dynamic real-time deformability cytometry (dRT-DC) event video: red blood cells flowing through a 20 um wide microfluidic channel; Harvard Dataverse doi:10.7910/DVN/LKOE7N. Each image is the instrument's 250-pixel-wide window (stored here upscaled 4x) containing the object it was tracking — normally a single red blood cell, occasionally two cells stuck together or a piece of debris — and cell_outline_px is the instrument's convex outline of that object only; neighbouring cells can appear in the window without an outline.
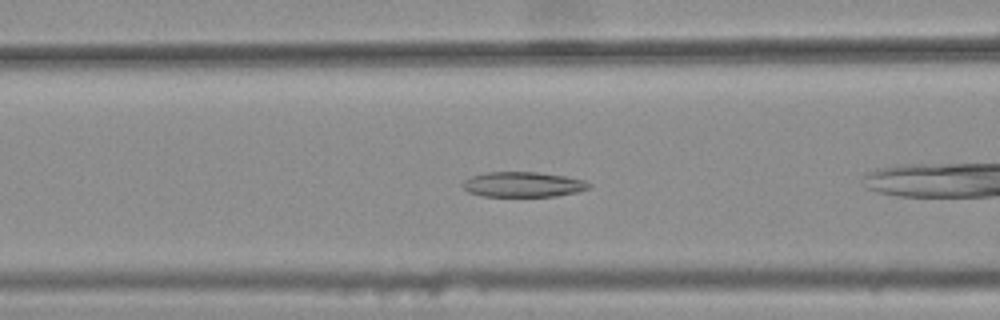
{"species": "common noctule bat (a hibernating species)", "species_latin": "Nyctalus noctula", "temperature_condition": "warm", "stored_images_in_passage": 29, "camera_frame_rate_fps": 3000, "um_per_image_px": 0.085, "animal": {"sex": "female", "body_mass_g": 25.1}, "frame": {"image": 1, "passage_image": 5, "time_ms": 1.333, "image_size_px": [1000, 320], "cell_outline_px": [[592, 184], [588, 188], [576, 192], [556, 196], [480, 196], [468, 192], [460, 184], [464, 180], [472, 176], [488, 172], [536, 172], [564, 176], [584, 180]], "centroid_in_image_um": [44.42, 15.68], "position_along_channel_um": 122.2, "area_um2": 18.44}}
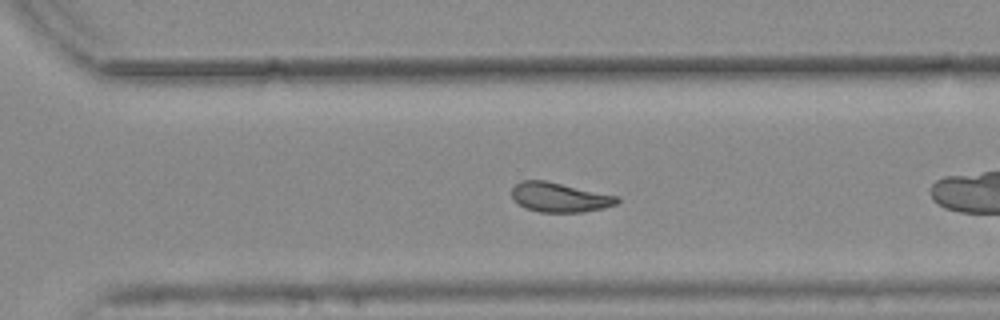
{"frame": {"image": 2, "passage_image": 21, "time_ms": 6.667, "image_size_px": [1000, 320], "cell_outline_px": [[620, 200], [616, 204], [604, 208], [584, 212], [540, 212], [524, 208], [512, 200], [512, 188], [520, 180], [544, 180], [620, 196]], "centroid_in_image_um": [47.56, 16.77], "position_along_channel_um": 323.0, "area_um2": 18.32}, "authors_computed_cell_mechanics": {"area_um2": 18.4382, "velocity_mm_per_s": 3.7721, "shape_relaxation_time_tau1_ms": null, "shape_relaxation_time_tau2_ms": 3.324, "deformation_change_tau1": null, "deformation_change_tau2": 0.1035}}